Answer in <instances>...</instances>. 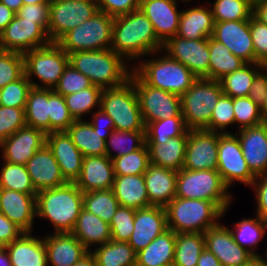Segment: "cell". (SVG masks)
Instances as JSON below:
<instances>
[{
    "label": "cell",
    "instance_id": "cell-36",
    "mask_svg": "<svg viewBox=\"0 0 267 266\" xmlns=\"http://www.w3.org/2000/svg\"><path fill=\"white\" fill-rule=\"evenodd\" d=\"M255 218H244L229 228L234 241L242 248L248 250L255 257H261L258 254L257 246L259 241L265 237L267 230V220L262 219L259 215L255 214Z\"/></svg>",
    "mask_w": 267,
    "mask_h": 266
},
{
    "label": "cell",
    "instance_id": "cell-54",
    "mask_svg": "<svg viewBox=\"0 0 267 266\" xmlns=\"http://www.w3.org/2000/svg\"><path fill=\"white\" fill-rule=\"evenodd\" d=\"M134 218V209L119 206L109 223L111 239L114 241L128 242L134 231Z\"/></svg>",
    "mask_w": 267,
    "mask_h": 266
},
{
    "label": "cell",
    "instance_id": "cell-9",
    "mask_svg": "<svg viewBox=\"0 0 267 266\" xmlns=\"http://www.w3.org/2000/svg\"><path fill=\"white\" fill-rule=\"evenodd\" d=\"M100 107L113 120L115 130H145L138 97L131 79L121 86L103 89Z\"/></svg>",
    "mask_w": 267,
    "mask_h": 266
},
{
    "label": "cell",
    "instance_id": "cell-8",
    "mask_svg": "<svg viewBox=\"0 0 267 266\" xmlns=\"http://www.w3.org/2000/svg\"><path fill=\"white\" fill-rule=\"evenodd\" d=\"M24 74L34 88L54 89L69 64V55L57 43L23 53ZM39 79V83L32 80ZM43 84V85H42Z\"/></svg>",
    "mask_w": 267,
    "mask_h": 266
},
{
    "label": "cell",
    "instance_id": "cell-19",
    "mask_svg": "<svg viewBox=\"0 0 267 266\" xmlns=\"http://www.w3.org/2000/svg\"><path fill=\"white\" fill-rule=\"evenodd\" d=\"M212 37L246 63H255L249 20L215 22Z\"/></svg>",
    "mask_w": 267,
    "mask_h": 266
},
{
    "label": "cell",
    "instance_id": "cell-45",
    "mask_svg": "<svg viewBox=\"0 0 267 266\" xmlns=\"http://www.w3.org/2000/svg\"><path fill=\"white\" fill-rule=\"evenodd\" d=\"M208 3L214 22L249 20L253 12V0H214Z\"/></svg>",
    "mask_w": 267,
    "mask_h": 266
},
{
    "label": "cell",
    "instance_id": "cell-41",
    "mask_svg": "<svg viewBox=\"0 0 267 266\" xmlns=\"http://www.w3.org/2000/svg\"><path fill=\"white\" fill-rule=\"evenodd\" d=\"M205 249L204 234L200 232L176 233V245L172 266H197Z\"/></svg>",
    "mask_w": 267,
    "mask_h": 266
},
{
    "label": "cell",
    "instance_id": "cell-30",
    "mask_svg": "<svg viewBox=\"0 0 267 266\" xmlns=\"http://www.w3.org/2000/svg\"><path fill=\"white\" fill-rule=\"evenodd\" d=\"M188 140V129L165 143H146L151 164L179 172L183 169Z\"/></svg>",
    "mask_w": 267,
    "mask_h": 266
},
{
    "label": "cell",
    "instance_id": "cell-10",
    "mask_svg": "<svg viewBox=\"0 0 267 266\" xmlns=\"http://www.w3.org/2000/svg\"><path fill=\"white\" fill-rule=\"evenodd\" d=\"M114 17L98 11L89 20L67 32L57 44L67 54L111 49Z\"/></svg>",
    "mask_w": 267,
    "mask_h": 266
},
{
    "label": "cell",
    "instance_id": "cell-38",
    "mask_svg": "<svg viewBox=\"0 0 267 266\" xmlns=\"http://www.w3.org/2000/svg\"><path fill=\"white\" fill-rule=\"evenodd\" d=\"M26 125L50 132L49 89L32 87L25 107Z\"/></svg>",
    "mask_w": 267,
    "mask_h": 266
},
{
    "label": "cell",
    "instance_id": "cell-75",
    "mask_svg": "<svg viewBox=\"0 0 267 266\" xmlns=\"http://www.w3.org/2000/svg\"><path fill=\"white\" fill-rule=\"evenodd\" d=\"M179 1H181V2H182V1H183V2H187V1H190V0H179Z\"/></svg>",
    "mask_w": 267,
    "mask_h": 266
},
{
    "label": "cell",
    "instance_id": "cell-32",
    "mask_svg": "<svg viewBox=\"0 0 267 266\" xmlns=\"http://www.w3.org/2000/svg\"><path fill=\"white\" fill-rule=\"evenodd\" d=\"M112 189L120 206L134 210L151 206L144 175L115 176Z\"/></svg>",
    "mask_w": 267,
    "mask_h": 266
},
{
    "label": "cell",
    "instance_id": "cell-11",
    "mask_svg": "<svg viewBox=\"0 0 267 266\" xmlns=\"http://www.w3.org/2000/svg\"><path fill=\"white\" fill-rule=\"evenodd\" d=\"M130 79L135 87L145 126L169 117H183L179 95L148 85L133 70Z\"/></svg>",
    "mask_w": 267,
    "mask_h": 266
},
{
    "label": "cell",
    "instance_id": "cell-15",
    "mask_svg": "<svg viewBox=\"0 0 267 266\" xmlns=\"http://www.w3.org/2000/svg\"><path fill=\"white\" fill-rule=\"evenodd\" d=\"M51 43L47 31L37 21H29L14 16L0 33V49L25 53Z\"/></svg>",
    "mask_w": 267,
    "mask_h": 266
},
{
    "label": "cell",
    "instance_id": "cell-73",
    "mask_svg": "<svg viewBox=\"0 0 267 266\" xmlns=\"http://www.w3.org/2000/svg\"><path fill=\"white\" fill-rule=\"evenodd\" d=\"M5 249V245L0 242V252Z\"/></svg>",
    "mask_w": 267,
    "mask_h": 266
},
{
    "label": "cell",
    "instance_id": "cell-61",
    "mask_svg": "<svg viewBox=\"0 0 267 266\" xmlns=\"http://www.w3.org/2000/svg\"><path fill=\"white\" fill-rule=\"evenodd\" d=\"M267 94V67H264L254 78L249 98L261 106Z\"/></svg>",
    "mask_w": 267,
    "mask_h": 266
},
{
    "label": "cell",
    "instance_id": "cell-7",
    "mask_svg": "<svg viewBox=\"0 0 267 266\" xmlns=\"http://www.w3.org/2000/svg\"><path fill=\"white\" fill-rule=\"evenodd\" d=\"M219 81L197 78L191 88L180 96L181 114L188 130L206 129L212 112L223 95Z\"/></svg>",
    "mask_w": 267,
    "mask_h": 266
},
{
    "label": "cell",
    "instance_id": "cell-72",
    "mask_svg": "<svg viewBox=\"0 0 267 266\" xmlns=\"http://www.w3.org/2000/svg\"><path fill=\"white\" fill-rule=\"evenodd\" d=\"M23 5L37 4V3H50L51 0H22Z\"/></svg>",
    "mask_w": 267,
    "mask_h": 266
},
{
    "label": "cell",
    "instance_id": "cell-64",
    "mask_svg": "<svg viewBox=\"0 0 267 266\" xmlns=\"http://www.w3.org/2000/svg\"><path fill=\"white\" fill-rule=\"evenodd\" d=\"M252 15L267 25V0H253Z\"/></svg>",
    "mask_w": 267,
    "mask_h": 266
},
{
    "label": "cell",
    "instance_id": "cell-74",
    "mask_svg": "<svg viewBox=\"0 0 267 266\" xmlns=\"http://www.w3.org/2000/svg\"><path fill=\"white\" fill-rule=\"evenodd\" d=\"M2 191H3V186L1 185V182H0V197H1Z\"/></svg>",
    "mask_w": 267,
    "mask_h": 266
},
{
    "label": "cell",
    "instance_id": "cell-14",
    "mask_svg": "<svg viewBox=\"0 0 267 266\" xmlns=\"http://www.w3.org/2000/svg\"><path fill=\"white\" fill-rule=\"evenodd\" d=\"M162 51L182 63L197 78L209 79V38L193 40L176 35L163 44Z\"/></svg>",
    "mask_w": 267,
    "mask_h": 266
},
{
    "label": "cell",
    "instance_id": "cell-60",
    "mask_svg": "<svg viewBox=\"0 0 267 266\" xmlns=\"http://www.w3.org/2000/svg\"><path fill=\"white\" fill-rule=\"evenodd\" d=\"M250 187L255 191L256 214L267 220V173L257 176Z\"/></svg>",
    "mask_w": 267,
    "mask_h": 266
},
{
    "label": "cell",
    "instance_id": "cell-48",
    "mask_svg": "<svg viewBox=\"0 0 267 266\" xmlns=\"http://www.w3.org/2000/svg\"><path fill=\"white\" fill-rule=\"evenodd\" d=\"M112 163L115 176L143 175L150 164L146 143L134 152L114 157Z\"/></svg>",
    "mask_w": 267,
    "mask_h": 266
},
{
    "label": "cell",
    "instance_id": "cell-52",
    "mask_svg": "<svg viewBox=\"0 0 267 266\" xmlns=\"http://www.w3.org/2000/svg\"><path fill=\"white\" fill-rule=\"evenodd\" d=\"M24 74V57L20 52L0 49V87L16 81Z\"/></svg>",
    "mask_w": 267,
    "mask_h": 266
},
{
    "label": "cell",
    "instance_id": "cell-6",
    "mask_svg": "<svg viewBox=\"0 0 267 266\" xmlns=\"http://www.w3.org/2000/svg\"><path fill=\"white\" fill-rule=\"evenodd\" d=\"M229 188L217 170L181 169L177 175L176 197L214 202L223 212L232 203Z\"/></svg>",
    "mask_w": 267,
    "mask_h": 266
},
{
    "label": "cell",
    "instance_id": "cell-17",
    "mask_svg": "<svg viewBox=\"0 0 267 266\" xmlns=\"http://www.w3.org/2000/svg\"><path fill=\"white\" fill-rule=\"evenodd\" d=\"M204 242L205 248L213 253L222 266H247L255 257L234 241L229 227L220 223L204 233Z\"/></svg>",
    "mask_w": 267,
    "mask_h": 266
},
{
    "label": "cell",
    "instance_id": "cell-29",
    "mask_svg": "<svg viewBox=\"0 0 267 266\" xmlns=\"http://www.w3.org/2000/svg\"><path fill=\"white\" fill-rule=\"evenodd\" d=\"M12 266H49L44 237L23 233L17 240L5 246Z\"/></svg>",
    "mask_w": 267,
    "mask_h": 266
},
{
    "label": "cell",
    "instance_id": "cell-22",
    "mask_svg": "<svg viewBox=\"0 0 267 266\" xmlns=\"http://www.w3.org/2000/svg\"><path fill=\"white\" fill-rule=\"evenodd\" d=\"M167 219L164 207L150 206L135 210L134 231L128 243L137 253L166 231Z\"/></svg>",
    "mask_w": 267,
    "mask_h": 266
},
{
    "label": "cell",
    "instance_id": "cell-16",
    "mask_svg": "<svg viewBox=\"0 0 267 266\" xmlns=\"http://www.w3.org/2000/svg\"><path fill=\"white\" fill-rule=\"evenodd\" d=\"M219 133L206 129L188 130L185 161L187 170H217Z\"/></svg>",
    "mask_w": 267,
    "mask_h": 266
},
{
    "label": "cell",
    "instance_id": "cell-49",
    "mask_svg": "<svg viewBox=\"0 0 267 266\" xmlns=\"http://www.w3.org/2000/svg\"><path fill=\"white\" fill-rule=\"evenodd\" d=\"M233 111L235 124L239 125L238 130L252 127L263 123L260 105L247 97L233 98Z\"/></svg>",
    "mask_w": 267,
    "mask_h": 266
},
{
    "label": "cell",
    "instance_id": "cell-63",
    "mask_svg": "<svg viewBox=\"0 0 267 266\" xmlns=\"http://www.w3.org/2000/svg\"><path fill=\"white\" fill-rule=\"evenodd\" d=\"M92 119L90 121L94 131H98L101 134H111L115 130L114 122L111 117L106 114L103 108L98 107L96 112L92 113Z\"/></svg>",
    "mask_w": 267,
    "mask_h": 266
},
{
    "label": "cell",
    "instance_id": "cell-3",
    "mask_svg": "<svg viewBox=\"0 0 267 266\" xmlns=\"http://www.w3.org/2000/svg\"><path fill=\"white\" fill-rule=\"evenodd\" d=\"M69 64L103 89L121 86L130 79L133 69L112 49L69 53Z\"/></svg>",
    "mask_w": 267,
    "mask_h": 266
},
{
    "label": "cell",
    "instance_id": "cell-68",
    "mask_svg": "<svg viewBox=\"0 0 267 266\" xmlns=\"http://www.w3.org/2000/svg\"><path fill=\"white\" fill-rule=\"evenodd\" d=\"M0 2L5 4L15 13L23 6L22 0H0Z\"/></svg>",
    "mask_w": 267,
    "mask_h": 266
},
{
    "label": "cell",
    "instance_id": "cell-43",
    "mask_svg": "<svg viewBox=\"0 0 267 266\" xmlns=\"http://www.w3.org/2000/svg\"><path fill=\"white\" fill-rule=\"evenodd\" d=\"M145 143V130H113L106 140V156L113 159L114 157L126 155L140 149ZM112 150L116 154L112 153Z\"/></svg>",
    "mask_w": 267,
    "mask_h": 266
},
{
    "label": "cell",
    "instance_id": "cell-70",
    "mask_svg": "<svg viewBox=\"0 0 267 266\" xmlns=\"http://www.w3.org/2000/svg\"><path fill=\"white\" fill-rule=\"evenodd\" d=\"M247 266H267V260L263 257H254Z\"/></svg>",
    "mask_w": 267,
    "mask_h": 266
},
{
    "label": "cell",
    "instance_id": "cell-21",
    "mask_svg": "<svg viewBox=\"0 0 267 266\" xmlns=\"http://www.w3.org/2000/svg\"><path fill=\"white\" fill-rule=\"evenodd\" d=\"M243 157L251 173L257 177L267 173V123L238 130Z\"/></svg>",
    "mask_w": 267,
    "mask_h": 266
},
{
    "label": "cell",
    "instance_id": "cell-53",
    "mask_svg": "<svg viewBox=\"0 0 267 266\" xmlns=\"http://www.w3.org/2000/svg\"><path fill=\"white\" fill-rule=\"evenodd\" d=\"M234 124L233 98L223 94L212 112L210 124L206 130L221 134L231 133L227 131V127Z\"/></svg>",
    "mask_w": 267,
    "mask_h": 266
},
{
    "label": "cell",
    "instance_id": "cell-5",
    "mask_svg": "<svg viewBox=\"0 0 267 266\" xmlns=\"http://www.w3.org/2000/svg\"><path fill=\"white\" fill-rule=\"evenodd\" d=\"M141 61L132 69L145 83L179 96L186 93L197 79L187 67L166 53L159 58Z\"/></svg>",
    "mask_w": 267,
    "mask_h": 266
},
{
    "label": "cell",
    "instance_id": "cell-1",
    "mask_svg": "<svg viewBox=\"0 0 267 266\" xmlns=\"http://www.w3.org/2000/svg\"><path fill=\"white\" fill-rule=\"evenodd\" d=\"M111 49L125 61L145 58L162 52L163 43L154 27L140 10L114 18Z\"/></svg>",
    "mask_w": 267,
    "mask_h": 266
},
{
    "label": "cell",
    "instance_id": "cell-13",
    "mask_svg": "<svg viewBox=\"0 0 267 266\" xmlns=\"http://www.w3.org/2000/svg\"><path fill=\"white\" fill-rule=\"evenodd\" d=\"M217 157V171L228 188L235 182L249 187L253 184L256 177L249 170L243 157L237 134L219 133Z\"/></svg>",
    "mask_w": 267,
    "mask_h": 266
},
{
    "label": "cell",
    "instance_id": "cell-69",
    "mask_svg": "<svg viewBox=\"0 0 267 266\" xmlns=\"http://www.w3.org/2000/svg\"><path fill=\"white\" fill-rule=\"evenodd\" d=\"M0 266H12L10 255L6 248L0 252Z\"/></svg>",
    "mask_w": 267,
    "mask_h": 266
},
{
    "label": "cell",
    "instance_id": "cell-56",
    "mask_svg": "<svg viewBox=\"0 0 267 266\" xmlns=\"http://www.w3.org/2000/svg\"><path fill=\"white\" fill-rule=\"evenodd\" d=\"M26 126L25 108L0 105V142Z\"/></svg>",
    "mask_w": 267,
    "mask_h": 266
},
{
    "label": "cell",
    "instance_id": "cell-47",
    "mask_svg": "<svg viewBox=\"0 0 267 266\" xmlns=\"http://www.w3.org/2000/svg\"><path fill=\"white\" fill-rule=\"evenodd\" d=\"M187 130L183 117L150 122L145 126L146 143H165L170 138L181 136Z\"/></svg>",
    "mask_w": 267,
    "mask_h": 266
},
{
    "label": "cell",
    "instance_id": "cell-67",
    "mask_svg": "<svg viewBox=\"0 0 267 266\" xmlns=\"http://www.w3.org/2000/svg\"><path fill=\"white\" fill-rule=\"evenodd\" d=\"M73 266H97V264L93 255L89 252L86 256H84L79 262H77Z\"/></svg>",
    "mask_w": 267,
    "mask_h": 266
},
{
    "label": "cell",
    "instance_id": "cell-33",
    "mask_svg": "<svg viewBox=\"0 0 267 266\" xmlns=\"http://www.w3.org/2000/svg\"><path fill=\"white\" fill-rule=\"evenodd\" d=\"M90 252L92 245L97 247L111 240L109 223L82 208L71 232Z\"/></svg>",
    "mask_w": 267,
    "mask_h": 266
},
{
    "label": "cell",
    "instance_id": "cell-57",
    "mask_svg": "<svg viewBox=\"0 0 267 266\" xmlns=\"http://www.w3.org/2000/svg\"><path fill=\"white\" fill-rule=\"evenodd\" d=\"M249 28L255 52V63L267 67V25L252 15L249 19Z\"/></svg>",
    "mask_w": 267,
    "mask_h": 266
},
{
    "label": "cell",
    "instance_id": "cell-46",
    "mask_svg": "<svg viewBox=\"0 0 267 266\" xmlns=\"http://www.w3.org/2000/svg\"><path fill=\"white\" fill-rule=\"evenodd\" d=\"M0 170V182L3 189L24 194L37 195L25 165L12 164L3 160Z\"/></svg>",
    "mask_w": 267,
    "mask_h": 266
},
{
    "label": "cell",
    "instance_id": "cell-20",
    "mask_svg": "<svg viewBox=\"0 0 267 266\" xmlns=\"http://www.w3.org/2000/svg\"><path fill=\"white\" fill-rule=\"evenodd\" d=\"M177 5V0H140L139 9L152 23L163 44L178 33L181 11Z\"/></svg>",
    "mask_w": 267,
    "mask_h": 266
},
{
    "label": "cell",
    "instance_id": "cell-2",
    "mask_svg": "<svg viewBox=\"0 0 267 266\" xmlns=\"http://www.w3.org/2000/svg\"><path fill=\"white\" fill-rule=\"evenodd\" d=\"M82 208L83 192L74 182L36 195V216L49 220L55 233L72 232Z\"/></svg>",
    "mask_w": 267,
    "mask_h": 266
},
{
    "label": "cell",
    "instance_id": "cell-25",
    "mask_svg": "<svg viewBox=\"0 0 267 266\" xmlns=\"http://www.w3.org/2000/svg\"><path fill=\"white\" fill-rule=\"evenodd\" d=\"M0 212L24 233H31L36 217V195L3 189Z\"/></svg>",
    "mask_w": 267,
    "mask_h": 266
},
{
    "label": "cell",
    "instance_id": "cell-55",
    "mask_svg": "<svg viewBox=\"0 0 267 266\" xmlns=\"http://www.w3.org/2000/svg\"><path fill=\"white\" fill-rule=\"evenodd\" d=\"M93 84L88 77L77 71L72 65L68 64L64 70L54 91L62 96L81 91L91 87Z\"/></svg>",
    "mask_w": 267,
    "mask_h": 266
},
{
    "label": "cell",
    "instance_id": "cell-37",
    "mask_svg": "<svg viewBox=\"0 0 267 266\" xmlns=\"http://www.w3.org/2000/svg\"><path fill=\"white\" fill-rule=\"evenodd\" d=\"M209 79L219 81L246 64L221 42L209 37Z\"/></svg>",
    "mask_w": 267,
    "mask_h": 266
},
{
    "label": "cell",
    "instance_id": "cell-39",
    "mask_svg": "<svg viewBox=\"0 0 267 266\" xmlns=\"http://www.w3.org/2000/svg\"><path fill=\"white\" fill-rule=\"evenodd\" d=\"M97 266H136V252L128 242L114 241L90 251Z\"/></svg>",
    "mask_w": 267,
    "mask_h": 266
},
{
    "label": "cell",
    "instance_id": "cell-34",
    "mask_svg": "<svg viewBox=\"0 0 267 266\" xmlns=\"http://www.w3.org/2000/svg\"><path fill=\"white\" fill-rule=\"evenodd\" d=\"M176 233L167 229L136 254V266H172Z\"/></svg>",
    "mask_w": 267,
    "mask_h": 266
},
{
    "label": "cell",
    "instance_id": "cell-4",
    "mask_svg": "<svg viewBox=\"0 0 267 266\" xmlns=\"http://www.w3.org/2000/svg\"><path fill=\"white\" fill-rule=\"evenodd\" d=\"M167 228L175 233H205L225 214L214 202L175 197L165 207Z\"/></svg>",
    "mask_w": 267,
    "mask_h": 266
},
{
    "label": "cell",
    "instance_id": "cell-35",
    "mask_svg": "<svg viewBox=\"0 0 267 266\" xmlns=\"http://www.w3.org/2000/svg\"><path fill=\"white\" fill-rule=\"evenodd\" d=\"M83 120H74L66 130L72 142L84 157L105 156L106 140L110 134H101L98 131H94L89 120Z\"/></svg>",
    "mask_w": 267,
    "mask_h": 266
},
{
    "label": "cell",
    "instance_id": "cell-31",
    "mask_svg": "<svg viewBox=\"0 0 267 266\" xmlns=\"http://www.w3.org/2000/svg\"><path fill=\"white\" fill-rule=\"evenodd\" d=\"M214 18L211 7L197 6L181 11L177 36L184 39L200 40L212 36Z\"/></svg>",
    "mask_w": 267,
    "mask_h": 266
},
{
    "label": "cell",
    "instance_id": "cell-27",
    "mask_svg": "<svg viewBox=\"0 0 267 266\" xmlns=\"http://www.w3.org/2000/svg\"><path fill=\"white\" fill-rule=\"evenodd\" d=\"M114 169L108 156H88L83 158L80 176L74 182L82 192L108 190L113 187Z\"/></svg>",
    "mask_w": 267,
    "mask_h": 266
},
{
    "label": "cell",
    "instance_id": "cell-50",
    "mask_svg": "<svg viewBox=\"0 0 267 266\" xmlns=\"http://www.w3.org/2000/svg\"><path fill=\"white\" fill-rule=\"evenodd\" d=\"M49 119L50 132L66 131L74 122L64 97L53 89H49Z\"/></svg>",
    "mask_w": 267,
    "mask_h": 266
},
{
    "label": "cell",
    "instance_id": "cell-51",
    "mask_svg": "<svg viewBox=\"0 0 267 266\" xmlns=\"http://www.w3.org/2000/svg\"><path fill=\"white\" fill-rule=\"evenodd\" d=\"M32 88L26 75L23 74L19 79L8 83L1 89L0 105L4 107L25 108L27 95Z\"/></svg>",
    "mask_w": 267,
    "mask_h": 266
},
{
    "label": "cell",
    "instance_id": "cell-12",
    "mask_svg": "<svg viewBox=\"0 0 267 266\" xmlns=\"http://www.w3.org/2000/svg\"><path fill=\"white\" fill-rule=\"evenodd\" d=\"M98 12L95 0L69 1L51 0L49 3V22L47 35L51 42L57 43L67 32Z\"/></svg>",
    "mask_w": 267,
    "mask_h": 266
},
{
    "label": "cell",
    "instance_id": "cell-62",
    "mask_svg": "<svg viewBox=\"0 0 267 266\" xmlns=\"http://www.w3.org/2000/svg\"><path fill=\"white\" fill-rule=\"evenodd\" d=\"M24 232L0 212V242L5 246L17 240Z\"/></svg>",
    "mask_w": 267,
    "mask_h": 266
},
{
    "label": "cell",
    "instance_id": "cell-66",
    "mask_svg": "<svg viewBox=\"0 0 267 266\" xmlns=\"http://www.w3.org/2000/svg\"><path fill=\"white\" fill-rule=\"evenodd\" d=\"M197 266H222L220 261L206 248L200 254Z\"/></svg>",
    "mask_w": 267,
    "mask_h": 266
},
{
    "label": "cell",
    "instance_id": "cell-44",
    "mask_svg": "<svg viewBox=\"0 0 267 266\" xmlns=\"http://www.w3.org/2000/svg\"><path fill=\"white\" fill-rule=\"evenodd\" d=\"M102 89L92 85L89 88L63 96L70 115L74 120H82L84 115L100 107Z\"/></svg>",
    "mask_w": 267,
    "mask_h": 266
},
{
    "label": "cell",
    "instance_id": "cell-26",
    "mask_svg": "<svg viewBox=\"0 0 267 266\" xmlns=\"http://www.w3.org/2000/svg\"><path fill=\"white\" fill-rule=\"evenodd\" d=\"M44 243L51 266H73L89 253L71 232L46 234Z\"/></svg>",
    "mask_w": 267,
    "mask_h": 266
},
{
    "label": "cell",
    "instance_id": "cell-59",
    "mask_svg": "<svg viewBox=\"0 0 267 266\" xmlns=\"http://www.w3.org/2000/svg\"><path fill=\"white\" fill-rule=\"evenodd\" d=\"M16 16L29 21H37L38 24L47 31L49 22V3L23 5L16 12Z\"/></svg>",
    "mask_w": 267,
    "mask_h": 266
},
{
    "label": "cell",
    "instance_id": "cell-71",
    "mask_svg": "<svg viewBox=\"0 0 267 266\" xmlns=\"http://www.w3.org/2000/svg\"><path fill=\"white\" fill-rule=\"evenodd\" d=\"M260 110H261L263 121L267 123V94L263 100V103L260 106Z\"/></svg>",
    "mask_w": 267,
    "mask_h": 266
},
{
    "label": "cell",
    "instance_id": "cell-42",
    "mask_svg": "<svg viewBox=\"0 0 267 266\" xmlns=\"http://www.w3.org/2000/svg\"><path fill=\"white\" fill-rule=\"evenodd\" d=\"M120 204L113 189L83 192V208L110 223Z\"/></svg>",
    "mask_w": 267,
    "mask_h": 266
},
{
    "label": "cell",
    "instance_id": "cell-28",
    "mask_svg": "<svg viewBox=\"0 0 267 266\" xmlns=\"http://www.w3.org/2000/svg\"><path fill=\"white\" fill-rule=\"evenodd\" d=\"M143 175L151 206L165 208L176 197L178 172L150 163Z\"/></svg>",
    "mask_w": 267,
    "mask_h": 266
},
{
    "label": "cell",
    "instance_id": "cell-40",
    "mask_svg": "<svg viewBox=\"0 0 267 266\" xmlns=\"http://www.w3.org/2000/svg\"><path fill=\"white\" fill-rule=\"evenodd\" d=\"M264 67L259 63H246L240 69L225 75L219 80L224 95L231 98L249 96L255 76Z\"/></svg>",
    "mask_w": 267,
    "mask_h": 266
},
{
    "label": "cell",
    "instance_id": "cell-58",
    "mask_svg": "<svg viewBox=\"0 0 267 266\" xmlns=\"http://www.w3.org/2000/svg\"><path fill=\"white\" fill-rule=\"evenodd\" d=\"M98 11L105 12L112 17L126 15L139 9L140 0H95Z\"/></svg>",
    "mask_w": 267,
    "mask_h": 266
},
{
    "label": "cell",
    "instance_id": "cell-23",
    "mask_svg": "<svg viewBox=\"0 0 267 266\" xmlns=\"http://www.w3.org/2000/svg\"><path fill=\"white\" fill-rule=\"evenodd\" d=\"M46 145L59 164L62 176L67 182H75L80 176L84 156L66 131L46 134Z\"/></svg>",
    "mask_w": 267,
    "mask_h": 266
},
{
    "label": "cell",
    "instance_id": "cell-18",
    "mask_svg": "<svg viewBox=\"0 0 267 266\" xmlns=\"http://www.w3.org/2000/svg\"><path fill=\"white\" fill-rule=\"evenodd\" d=\"M45 144L46 133L26 125L0 142L2 158L8 163L25 165Z\"/></svg>",
    "mask_w": 267,
    "mask_h": 266
},
{
    "label": "cell",
    "instance_id": "cell-24",
    "mask_svg": "<svg viewBox=\"0 0 267 266\" xmlns=\"http://www.w3.org/2000/svg\"><path fill=\"white\" fill-rule=\"evenodd\" d=\"M35 190L42 191L67 183L52 151L45 144L25 164Z\"/></svg>",
    "mask_w": 267,
    "mask_h": 266
},
{
    "label": "cell",
    "instance_id": "cell-65",
    "mask_svg": "<svg viewBox=\"0 0 267 266\" xmlns=\"http://www.w3.org/2000/svg\"><path fill=\"white\" fill-rule=\"evenodd\" d=\"M16 13L0 2V33L13 20Z\"/></svg>",
    "mask_w": 267,
    "mask_h": 266
}]
</instances>
